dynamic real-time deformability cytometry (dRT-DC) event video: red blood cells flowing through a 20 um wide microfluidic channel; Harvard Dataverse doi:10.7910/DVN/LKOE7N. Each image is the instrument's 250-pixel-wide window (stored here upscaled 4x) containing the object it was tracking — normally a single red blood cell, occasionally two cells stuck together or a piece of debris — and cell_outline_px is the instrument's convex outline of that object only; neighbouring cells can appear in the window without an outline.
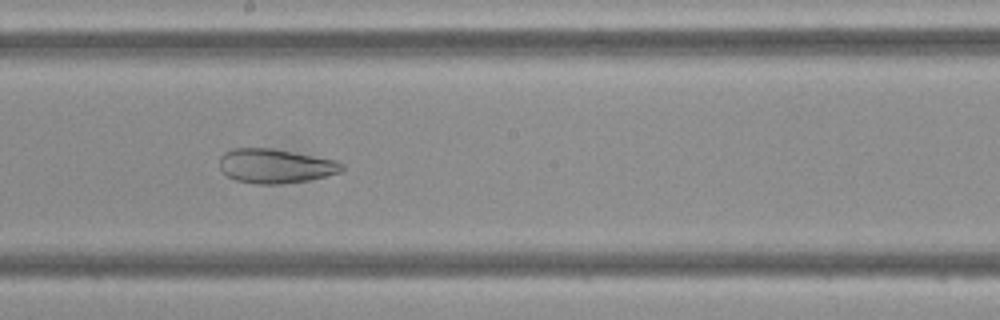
{"species": "Egyptian fruit bat (a non-hibernating species)", "species_latin": "Rousettus aegyptiacus", "temperature_condition": "cold", "stored_images_in_passage": 48, "camera_frame_rate_fps": 3000, "um_per_image_px": 0.085, "frame": {"image": 1, "passage_image": 26, "time_ms": 8.333, "image_size_px": [1000, 320], "cell_outline_px": [[344, 168], [340, 172], [308, 180], [280, 184], [256, 184], [236, 180], [228, 176], [220, 168], [220, 156], [224, 152], [232, 148], [272, 148], [340, 160], [344, 164]], "centroid_in_image_um": [23.43, 14.09], "position_along_channel_um": 224.8, "area_um2": 24.62}}
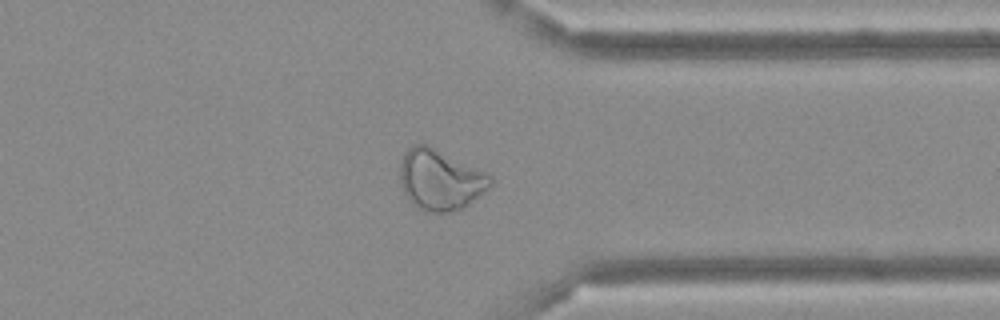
{"frame": {"image": 2, "passage_image": 37, "time_ms": 12.0, "image_size_px": [1000, 320], "cell_outline_px": [[492, 184], [488, 188], [464, 208], [448, 212], [424, 212], [416, 208], [408, 200], [400, 184], [400, 160], [404, 152], [412, 144], [428, 144], [488, 172], [492, 176]], "centroid_in_image_um": [37.4, 15.27], "position_along_channel_um": 374.0, "area_um2": 32.54}}
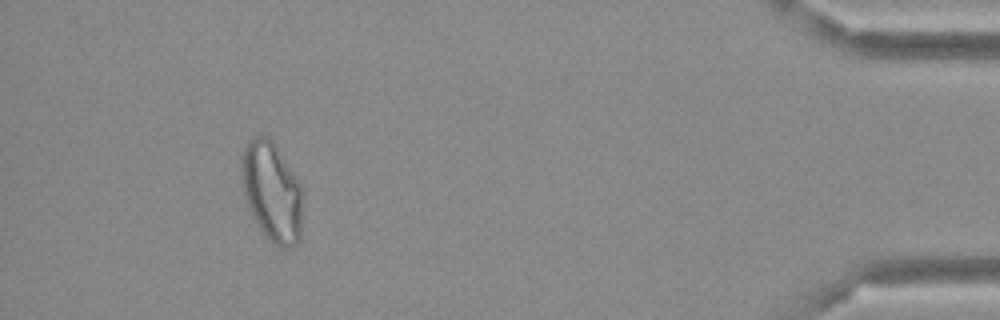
{"frame": {"image": 3, "passage_image": 44, "time_ms": 14.333, "image_size_px": [1000, 320], "cell_outline_px": [[304, 192], [300, 240], [288, 248], [280, 248], [272, 244], [264, 236], [252, 216], [244, 192], [240, 172], [240, 164], [244, 144], [248, 140], [260, 132], [268, 136], [276, 144], [300, 184]], "centroid_in_image_um": [23.11, 16.27], "position_along_channel_um": 412.1, "area_um2": 36.41}}